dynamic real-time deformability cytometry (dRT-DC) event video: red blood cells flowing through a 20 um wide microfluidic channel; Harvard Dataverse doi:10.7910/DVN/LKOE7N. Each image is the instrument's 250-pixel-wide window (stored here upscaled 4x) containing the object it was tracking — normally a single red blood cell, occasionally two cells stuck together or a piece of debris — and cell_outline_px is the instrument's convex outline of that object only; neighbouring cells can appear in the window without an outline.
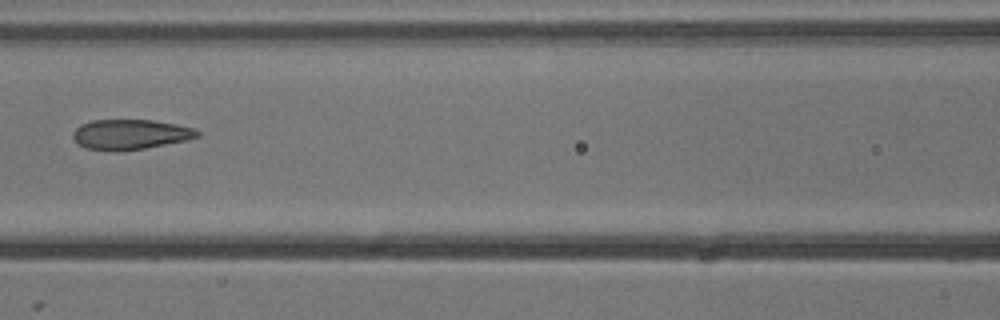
{"species": "common noctule bat (a hibernating species)", "species_latin": "Nyctalus noctula", "temperature_condition": "cold", "stored_images_in_passage": 6, "camera_frame_rate_fps": 3000, "um_per_image_px": 0.085, "animal": {"sex": "male", "body_mass_g": 13.3}, "frame": {"image": 1, "passage_image": 6, "time_ms": 1.667, "image_size_px": [1000, 320], "cell_outline_px": [[200, 136], [188, 140], [144, 148], [116, 152], [84, 148], [76, 144], [72, 136], [72, 132], [80, 124], [92, 120], [152, 120], [176, 124], [196, 128], [200, 132]], "centroid_in_image_um": [11.05, 11.43], "position_along_channel_um": 155.5, "area_um2": 22.14}}